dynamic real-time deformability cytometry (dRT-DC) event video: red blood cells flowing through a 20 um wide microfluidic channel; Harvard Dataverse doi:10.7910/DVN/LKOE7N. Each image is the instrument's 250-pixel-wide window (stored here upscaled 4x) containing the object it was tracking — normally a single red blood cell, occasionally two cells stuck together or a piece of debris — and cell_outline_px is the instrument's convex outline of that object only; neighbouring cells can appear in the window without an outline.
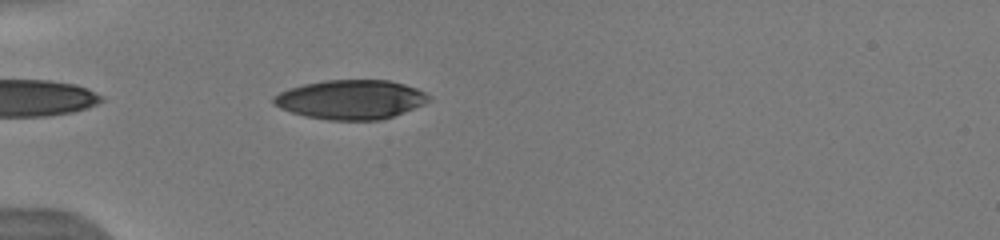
{"species": "human", "species_latin": "Homo sapiens", "temperature_condition": "warm", "stored_images_in_passage": 7, "camera_frame_rate_fps": 3000, "um_per_image_px": 0.085, "donor": {"sex": "male"}, "frame": {"image": 1, "passage_image": 7, "time_ms": 5.333, "image_size_px": [1000, 240], "cell_outline_px": [[428, 100], [424, 104], [392, 116], [380, 120], [328, 120], [304, 116], [280, 108], [272, 104], [272, 96], [288, 88], [304, 84], [324, 80], [388, 80], [404, 84], [416, 88], [424, 92], [428, 96]], "centroid_in_image_um": [29.76, 8.46], "position_along_channel_um": 55.2, "area_um2": 35.43}}